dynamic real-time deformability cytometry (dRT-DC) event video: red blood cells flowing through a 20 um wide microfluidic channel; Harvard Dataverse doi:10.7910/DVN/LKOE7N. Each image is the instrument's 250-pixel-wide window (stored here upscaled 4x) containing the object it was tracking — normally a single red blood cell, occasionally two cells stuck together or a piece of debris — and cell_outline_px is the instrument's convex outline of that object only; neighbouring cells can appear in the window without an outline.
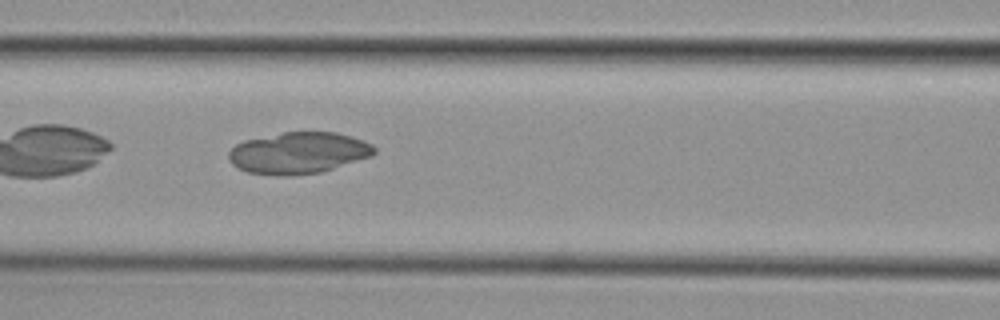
{"species": "common noctule bat (a hibernating species)", "species_latin": "Nyctalus noctula", "temperature_condition": "cold", "stored_images_in_passage": 39, "camera_frame_rate_fps": 3000, "um_per_image_px": 0.085, "animal": {"sex": "female", "body_mass_g": 29.2, "forearm_length_mm": 56.3}, "frame": {"image": 1, "passage_image": 8, "time_ms": 2.333, "image_size_px": [1000, 320], "cell_outline_px": [[376, 152], [372, 156], [320, 172], [292, 176], [276, 176], [248, 172], [232, 164], [228, 160], [228, 152], [236, 144], [244, 140], [284, 132], [336, 132], [352, 136], [372, 144], [376, 148]], "centroid_in_image_um": [25.37, 13.0], "position_along_channel_um": 141.2, "area_um2": 35.32}}
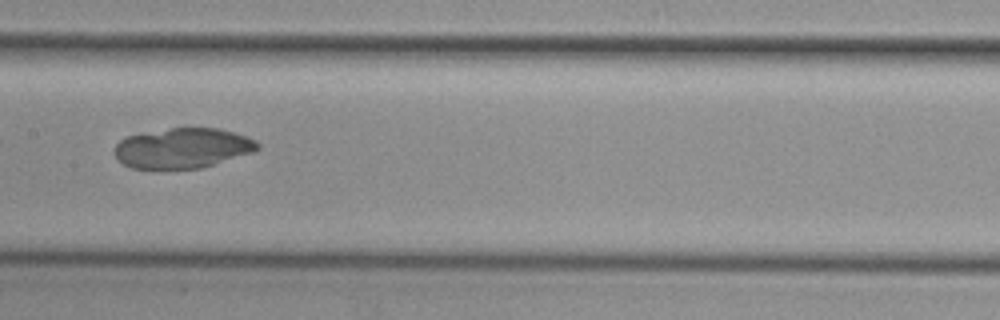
{"frame": {"image": 2, "passage_image": 12, "time_ms": 3.667, "image_size_px": [1000, 320], "cell_outline_px": [[260, 148], [252, 152], [200, 168], [132, 168], [124, 164], [112, 152], [116, 144], [124, 136], [144, 132], [172, 128], [220, 128], [256, 140], [260, 144]], "centroid_in_image_um": [15.49, 12.57], "position_along_channel_um": 191.9, "area_um2": 33.23}}